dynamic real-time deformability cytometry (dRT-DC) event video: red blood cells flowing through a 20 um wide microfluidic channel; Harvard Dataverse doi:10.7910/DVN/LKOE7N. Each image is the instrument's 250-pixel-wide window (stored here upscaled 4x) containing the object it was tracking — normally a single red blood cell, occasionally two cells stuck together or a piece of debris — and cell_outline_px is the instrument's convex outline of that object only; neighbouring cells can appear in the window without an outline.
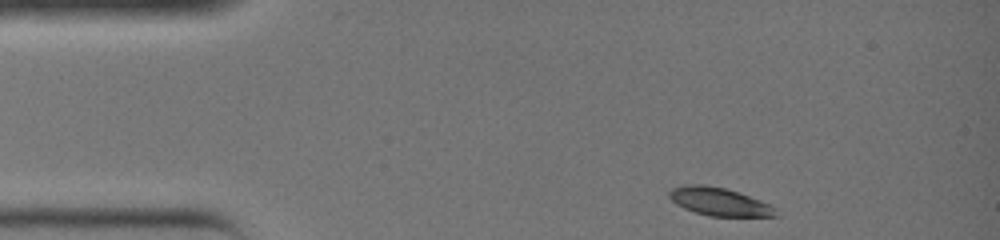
{"species": "common noctule bat (a hibernating species)", "species_latin": "Nyctalus noctula", "temperature_condition": "warm", "stored_images_in_passage": 29, "camera_frame_rate_fps": 3000, "um_per_image_px": 0.085, "animal": {"sex": "female", "body_mass_g": 19.0, "forearm_length_mm": 51.5}, "frame": {"image": 1, "passage_image": 1, "time_ms": 0.0, "image_size_px": [1000, 240], "cell_outline_px": [[780, 216], [708, 216], [684, 208], [676, 204], [668, 196], [668, 192], [672, 188], [684, 184], [704, 184], [724, 188], [760, 200], [776, 208]], "centroid_in_image_um": [61.11, 17.14], "position_along_channel_um": 23.9, "area_um2": 17.34}}
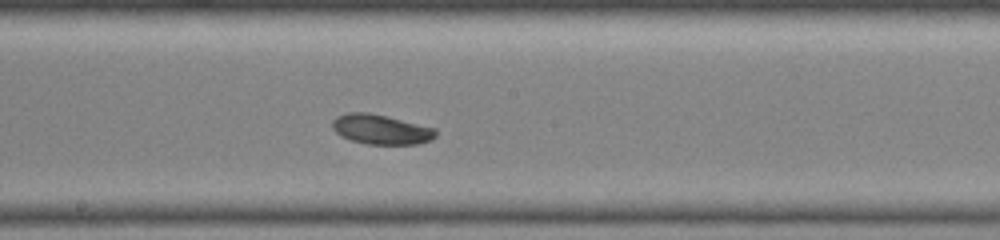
{"frame": {"image": 2, "passage_image": 16, "time_ms": 5.0, "image_size_px": [1000, 240], "cell_outline_px": [[436, 136], [432, 140], [416, 144], [368, 144], [352, 140], [340, 136], [332, 128], [332, 120], [336, 116], [348, 112], [368, 112], [388, 116], [436, 128]], "centroid_in_image_um": [32.38, 10.99], "position_along_channel_um": 215.8, "area_um2": 18.09}}
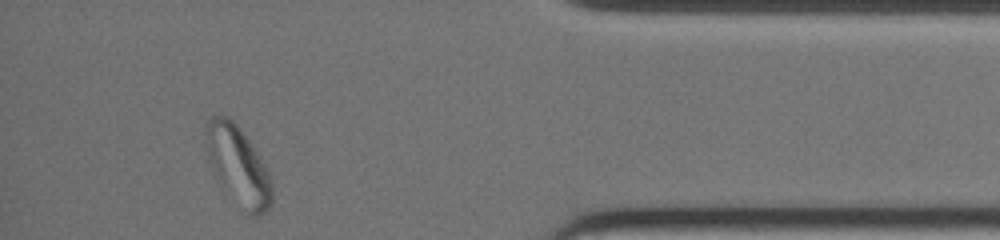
{"frame": {"image": 3, "passage_image": 29, "time_ms": 9.333, "image_size_px": [1000, 240], "cell_outline_px": [[272, 204], [264, 212], [256, 216], [252, 216], [248, 212], [224, 184], [208, 160], [204, 132], [208, 120], [212, 116], [228, 116], [240, 128], [260, 156], [272, 180]], "centroid_in_image_um": [20.26, 13.99], "position_along_channel_um": 414.9, "area_um2": 29.13}}